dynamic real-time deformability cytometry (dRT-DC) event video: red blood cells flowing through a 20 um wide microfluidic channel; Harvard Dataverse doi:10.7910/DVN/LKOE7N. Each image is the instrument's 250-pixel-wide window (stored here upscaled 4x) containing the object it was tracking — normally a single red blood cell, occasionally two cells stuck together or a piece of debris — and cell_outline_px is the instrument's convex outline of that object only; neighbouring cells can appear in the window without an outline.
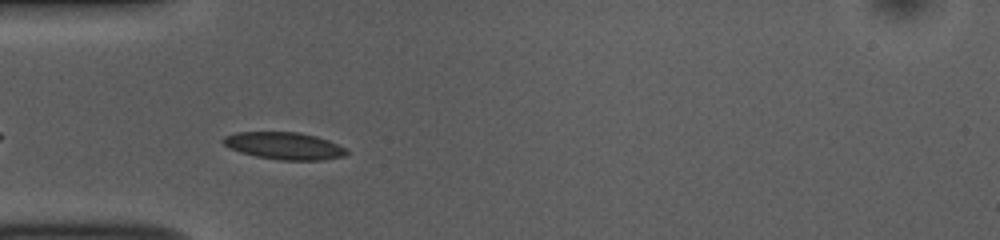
{"species": "common noctule bat (a hibernating species)", "species_latin": "Nyctalus noctula", "temperature_condition": "room temperature", "stored_images_in_passage": 41, "camera_frame_rate_fps": 3000, "um_per_image_px": 0.085, "animal": {"sex": "female", "body_mass_g": 10.0, "forearm_length_mm": 53.1}, "frame": {"image": 1, "passage_image": 4, "time_ms": 1.0, "image_size_px": [1000, 240], "cell_outline_px": [[348, 152], [344, 156], [324, 160], [280, 160], [256, 156], [240, 152], [224, 144], [220, 140], [224, 136], [236, 132], [300, 132], [316, 136], [328, 140], [348, 148]], "centroid_in_image_um": [24.19, 12.39], "position_along_channel_um": 60.8, "area_um2": 19.65}}
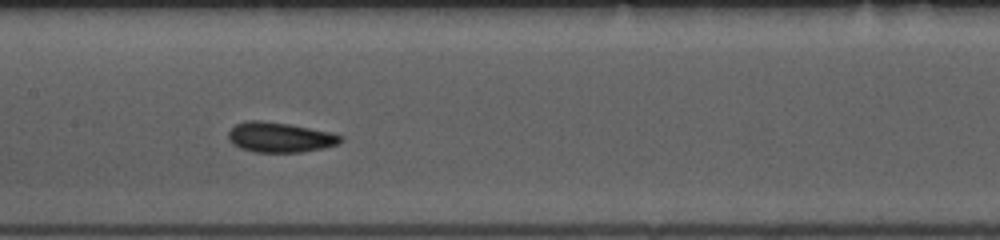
{"frame": {"image": 2, "passage_image": 14, "time_ms": 4.333, "image_size_px": [1000, 240], "cell_outline_px": [[344, 140], [340, 144], [324, 148], [300, 152], [256, 152], [240, 148], [232, 144], [228, 140], [228, 132], [236, 124], [248, 120], [260, 120], [288, 124], [328, 132], [344, 136]], "centroid_in_image_um": [23.79, 11.68], "position_along_channel_um": 183.6, "area_um2": 19.65}}
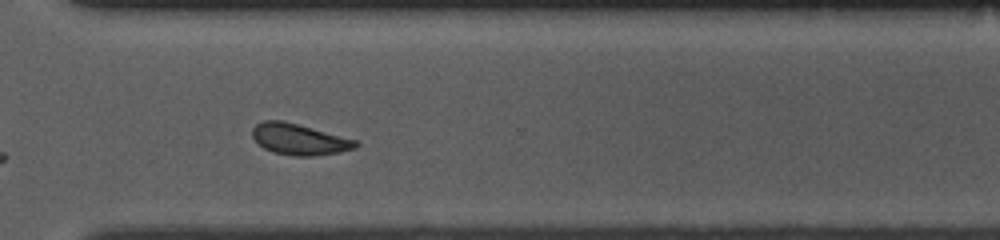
{"frame": {"image": 3, "passage_image": 27, "time_ms": 8.667, "image_size_px": [1000, 240], "cell_outline_px": [[360, 144], [356, 148], [340, 152], [312, 156], [292, 156], [272, 152], [264, 148], [252, 136], [252, 128], [256, 124], [264, 120], [284, 120], [360, 140]], "centroid_in_image_um": [25.49, 11.83], "position_along_channel_um": 345.1, "area_um2": 19.07}, "authors_computed_cell_mechanics": {"area_um2": 19.0162, "velocity_mm_per_s": 3.7344, "shape_relaxation_time_tau1_ms": 2.0948, "shape_relaxation_time_tau2_ms": 3.0962, "deformation_change_tau1": 0.0911, "deformation_change_tau2": 0.0868}}